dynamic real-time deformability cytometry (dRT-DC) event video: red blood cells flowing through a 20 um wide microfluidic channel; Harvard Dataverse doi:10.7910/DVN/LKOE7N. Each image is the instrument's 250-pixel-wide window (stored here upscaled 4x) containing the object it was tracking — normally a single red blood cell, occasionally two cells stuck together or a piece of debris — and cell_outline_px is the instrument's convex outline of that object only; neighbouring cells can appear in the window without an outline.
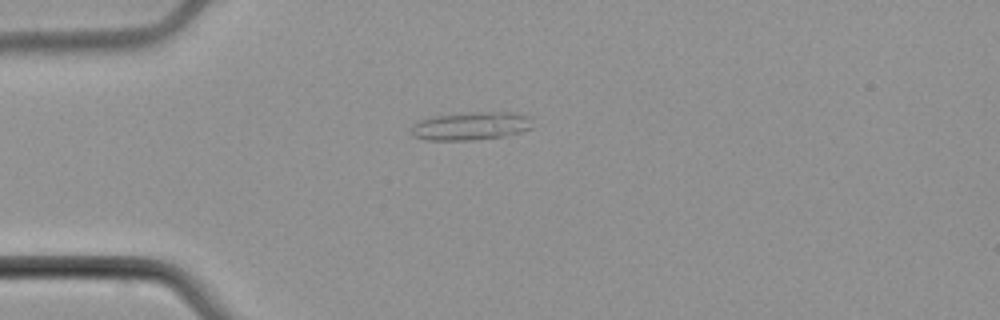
{"species": "common noctule bat (a hibernating species)", "species_latin": "Nyctalus noctula", "temperature_condition": "cold", "stored_images_in_passage": 3, "camera_frame_rate_fps": 3000, "um_per_image_px": 0.085, "animal": {"sex": "male", "body_mass_g": 21.5, "forearm_length_mm": 52.0}, "frame": {"image": 1, "passage_image": 1, "time_ms": 0.0, "image_size_px": [1000, 320], "cell_outline_px": [[532, 128], [520, 132], [500, 136], [472, 140], [424, 140], [412, 136], [412, 128], [420, 120], [432, 116], [468, 112], [508, 112], [528, 116]], "centroid_in_image_um": [39.98, 10.71], "position_along_channel_um": 45.0, "area_um2": 19.65}}
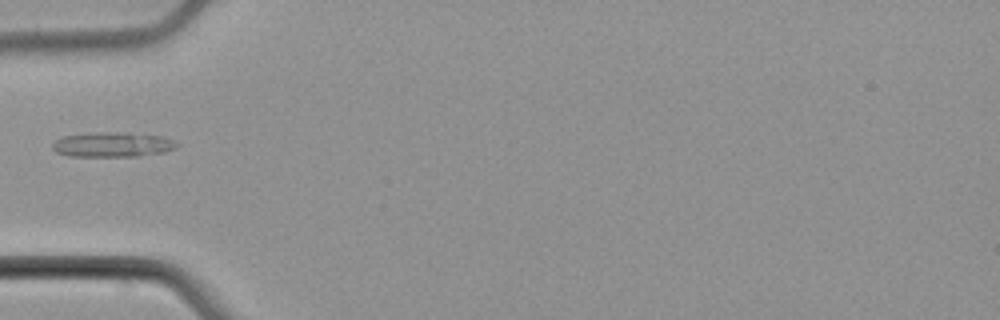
{"frame": {"image": 2, "passage_image": 2, "time_ms": 1.333, "image_size_px": [1000, 320], "cell_outline_px": [[180, 144], [176, 148], [164, 152], [136, 156], [68, 156], [56, 152], [52, 148], [52, 144], [60, 136], [100, 132], [116, 132], [164, 136]], "centroid_in_image_um": [9.56, 12.29], "position_along_channel_um": 75.4, "area_um2": 17.98}}
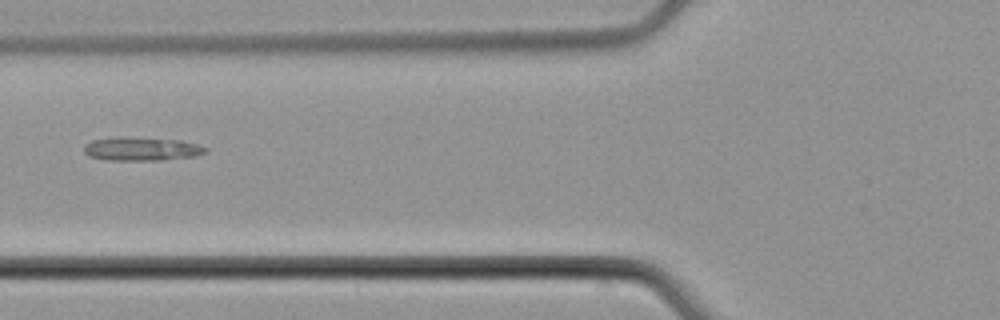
{"frame": {"image": 3, "passage_image": 3, "time_ms": 2.333, "image_size_px": [1000, 320], "cell_outline_px": [[208, 152], [196, 156], [164, 160], [104, 160], [88, 156], [84, 152], [84, 144], [92, 140], [116, 136], [124, 136], [180, 140], [200, 144], [208, 148]], "centroid_in_image_um": [12.04, 12.65], "position_along_channel_um": 113.8, "area_um2": 17.17}}